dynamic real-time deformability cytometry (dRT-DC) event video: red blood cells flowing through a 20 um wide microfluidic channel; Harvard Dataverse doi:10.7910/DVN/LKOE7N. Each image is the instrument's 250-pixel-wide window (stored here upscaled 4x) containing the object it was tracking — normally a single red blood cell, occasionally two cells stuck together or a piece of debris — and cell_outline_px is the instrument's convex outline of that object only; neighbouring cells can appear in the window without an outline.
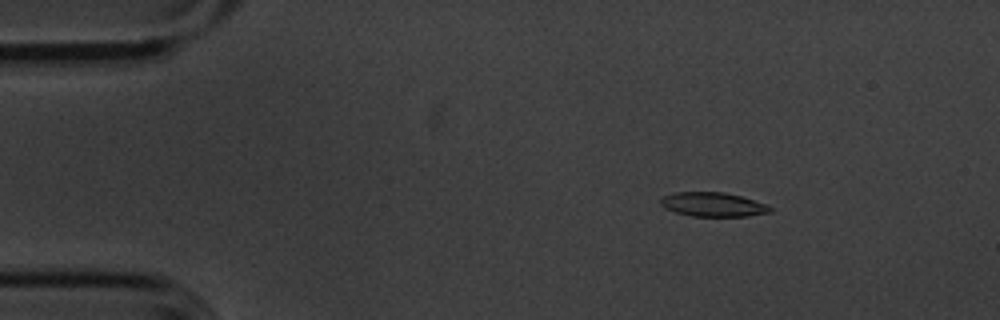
{"species": "common noctule bat (a hibernating species)", "species_latin": "Nyctalus noctula", "temperature_condition": "cold", "stored_images_in_passage": 54, "camera_frame_rate_fps": 3000, "um_per_image_px": 0.085, "animal": {"sex": "male", "body_mass_g": 20.1, "forearm_length_mm": 53.5}, "frame": {"image": 1, "passage_image": 7, "time_ms": 2.0, "image_size_px": [1000, 320], "cell_outline_px": [[772, 212], [748, 216], [692, 216], [676, 212], [664, 208], [660, 204], [660, 200], [664, 196], [676, 192], [724, 192], [740, 196], [764, 204], [772, 208]], "centroid_in_image_um": [60.58, 17.38], "position_along_channel_um": 24.4, "area_um2": 15.26}}
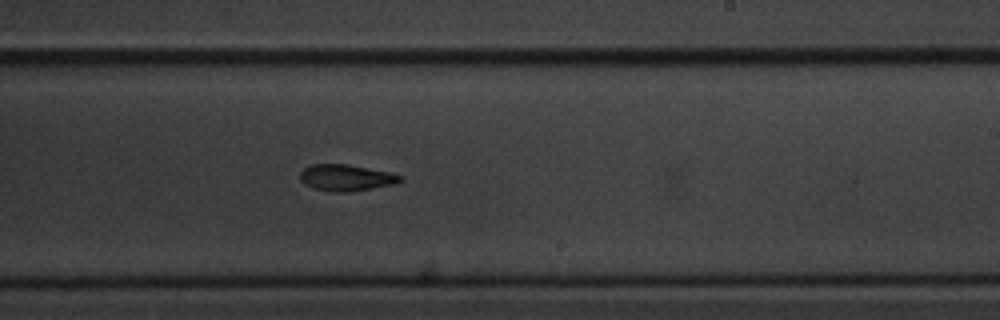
{"frame": {"image": 2, "passage_image": 32, "time_ms": 10.333, "image_size_px": [1000, 320], "cell_outline_px": [[404, 180], [396, 184], [372, 188], [340, 192], [332, 192], [312, 188], [304, 184], [300, 180], [300, 172], [304, 168], [312, 164], [348, 164], [388, 172], [404, 176]], "centroid_in_image_um": [29.42, 15.1], "position_along_channel_um": 259.6, "area_um2": 15.43}}
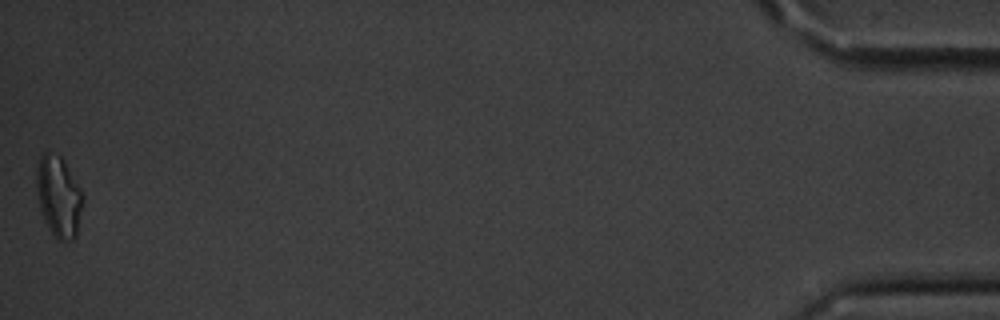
{"frame": {"image": 3, "passage_image": 54, "time_ms": 17.667, "image_size_px": [1000, 320], "cell_outline_px": [[84, 204], [76, 236], [72, 240], [56, 240], [44, 220], [40, 208], [36, 188], [36, 168], [40, 156], [44, 152], [48, 152], [60, 156], [80, 188], [84, 196]], "centroid_in_image_um": [4.99, 16.73], "position_along_channel_um": 430.2, "area_um2": 21.91}, "authors_computed_cell_mechanics": {"area_um2": 16.1551, "velocity_mm_per_s": 3.6086, "shape_relaxation_time_tau1_ms": 4.3191, "shape_relaxation_time_tau2_ms": 9.8575, "deformation_change_tau1": 0.1542, "deformation_change_tau2": 0.2065}}